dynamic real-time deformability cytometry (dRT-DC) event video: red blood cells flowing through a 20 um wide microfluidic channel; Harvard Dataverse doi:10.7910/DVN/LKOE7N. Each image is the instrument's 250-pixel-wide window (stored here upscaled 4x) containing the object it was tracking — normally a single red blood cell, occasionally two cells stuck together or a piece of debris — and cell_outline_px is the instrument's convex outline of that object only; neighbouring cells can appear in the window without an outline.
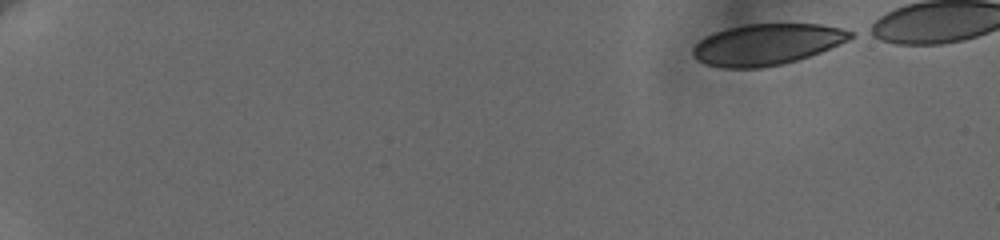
{"species": "human", "species_latin": "Homo sapiens", "temperature_condition": "cold", "stored_images_in_passage": 29, "camera_frame_rate_fps": 3000, "um_per_image_px": 0.085, "donor": {"sex": "female"}, "frame": {"image": 1, "passage_image": 1, "time_ms": 0.0, "image_size_px": [1000, 240], "cell_outline_px": [[856, 36], [848, 40], [820, 52], [784, 64], [760, 68], [724, 68], [704, 64], [696, 60], [692, 56], [692, 48], [704, 36], [728, 28], [744, 24], [820, 24], [840, 28], [852, 32]], "centroid_in_image_um": [65.14, 3.78], "position_along_channel_um": 19.9, "area_um2": 37.8}}